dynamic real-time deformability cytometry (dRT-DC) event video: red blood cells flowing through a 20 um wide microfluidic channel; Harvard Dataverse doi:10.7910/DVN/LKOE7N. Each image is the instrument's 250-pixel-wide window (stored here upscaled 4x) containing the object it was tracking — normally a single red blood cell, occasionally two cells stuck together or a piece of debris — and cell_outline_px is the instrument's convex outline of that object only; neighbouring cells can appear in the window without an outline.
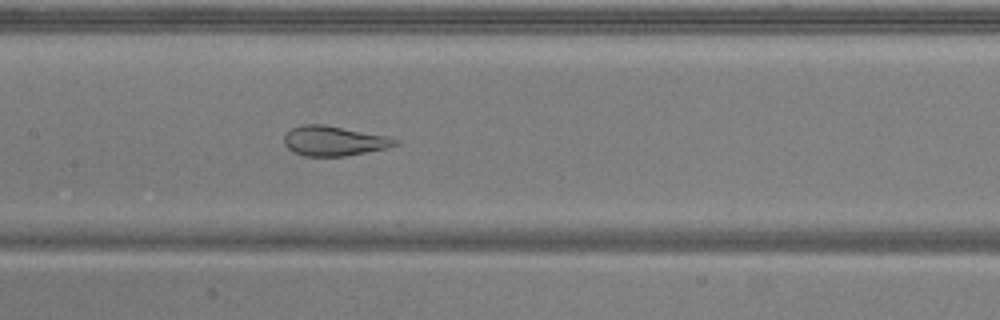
{"species": "common noctule bat (a hibernating species)", "species_latin": "Nyctalus noctula", "temperature_condition": "warm", "stored_images_in_passage": 39, "camera_frame_rate_fps": 3000, "um_per_image_px": 0.085, "animal": {"sex": "male", "body_mass_g": 20.5, "forearm_length_mm": 52.5}, "frame": {"image": 1, "passage_image": 11, "time_ms": 3.333, "image_size_px": [1000, 320], "cell_outline_px": [[400, 144], [388, 148], [344, 156], [304, 156], [292, 152], [284, 144], [284, 136], [292, 128], [300, 124], [324, 124], [388, 136], [400, 140]], "centroid_in_image_um": [28.4, 11.97], "position_along_channel_um": 179.0, "area_um2": 19.48}}
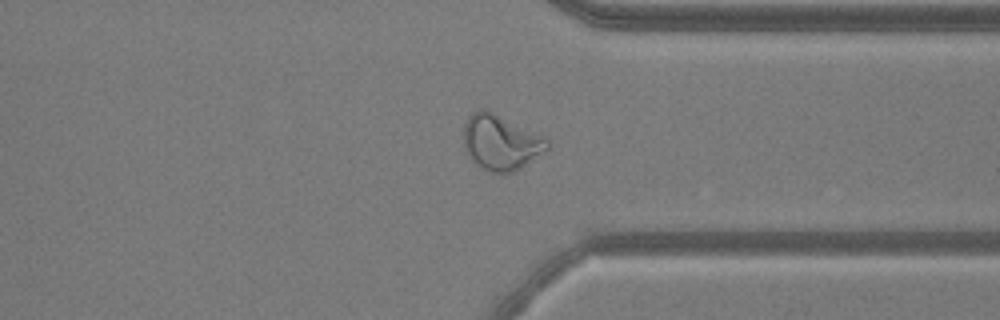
{"frame": {"image": 2, "passage_image": 26, "time_ms": 8.333, "image_size_px": [1000, 320], "cell_outline_px": [[548, 152], [520, 168], [512, 172], [492, 172], [480, 168], [476, 164], [464, 148], [464, 124], [468, 116], [476, 108], [484, 108], [544, 136], [548, 140]], "centroid_in_image_um": [42.57, 12.09], "position_along_channel_um": 368.8, "area_um2": 27.05}}
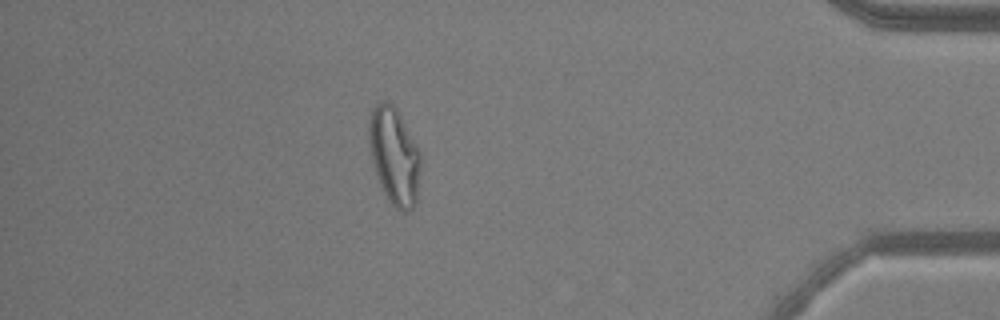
{"frame": {"image": 3, "passage_image": 32, "time_ms": 10.333, "image_size_px": [1000, 320], "cell_outline_px": [[420, 168], [416, 204], [408, 212], [400, 212], [392, 204], [380, 188], [368, 140], [368, 120], [372, 108], [380, 100], [388, 100], [396, 108], [416, 144], [420, 152]], "centroid_in_image_um": [33.5, 13.25], "position_along_channel_um": 401.7, "area_um2": 29.3}, "authors_computed_cell_mechanics": {"area_um2": 23.5824, "velocity_mm_per_s": 3.8474, "shape_relaxation_time_tau1_ms": null, "shape_relaxation_time_tau2_ms": 0.8858, "deformation_change_tau1": null, "deformation_change_tau2": 0.0591}}